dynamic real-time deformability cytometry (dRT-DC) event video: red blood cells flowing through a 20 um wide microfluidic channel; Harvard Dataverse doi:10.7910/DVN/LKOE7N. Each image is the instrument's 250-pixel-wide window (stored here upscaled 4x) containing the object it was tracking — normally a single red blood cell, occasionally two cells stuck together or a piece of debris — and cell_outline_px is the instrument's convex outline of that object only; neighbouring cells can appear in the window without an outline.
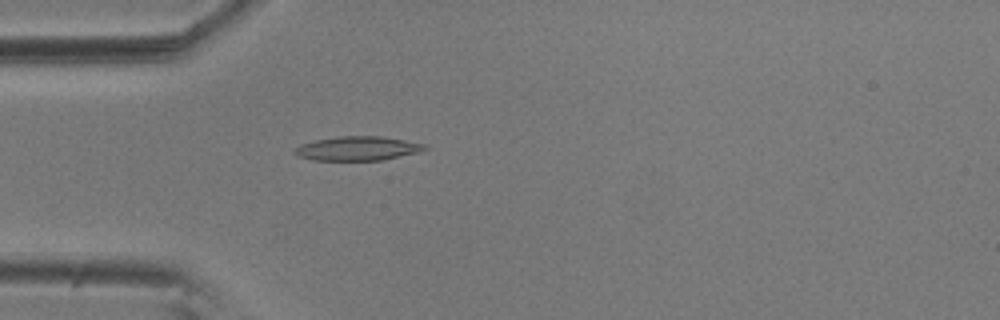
{"species": "common noctule bat (a hibernating species)", "species_latin": "Nyctalus noctula", "temperature_condition": "room temperature", "stored_images_in_passage": 56, "camera_frame_rate_fps": 3000, "um_per_image_px": 0.085, "animal": {"sex": "male", "body_mass_g": 20.5, "forearm_length_mm": 52.5}, "frame": {"image": 1, "passage_image": 16, "time_ms": 5.0, "image_size_px": [1000, 320], "cell_outline_px": [[428, 148], [416, 152], [380, 160], [312, 160], [296, 156], [292, 152], [300, 144], [316, 140], [340, 136], [380, 136], [428, 144]], "centroid_in_image_um": [30.35, 12.61], "position_along_channel_um": 54.6, "area_um2": 18.15}}
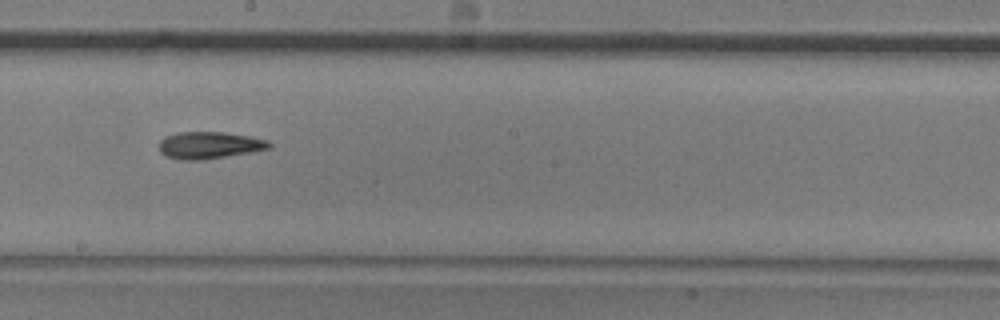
{"frame": {"image": 2, "passage_image": 31, "time_ms": 10.0, "image_size_px": [1000, 320], "cell_outline_px": [[272, 148], [252, 152], [200, 160], [180, 160], [164, 156], [160, 152], [160, 140], [164, 136], [176, 132], [224, 132], [252, 136], [268, 140], [272, 144]], "centroid_in_image_um": [17.8, 12.34], "position_along_channel_um": 230.4, "area_um2": 17.57}}
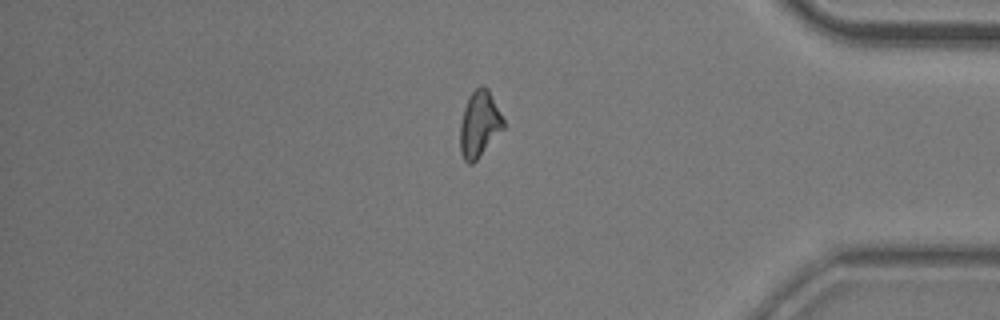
{"frame": {"image": 3, "passage_image": 47, "time_ms": 15.333, "image_size_px": [1000, 320], "cell_outline_px": [[504, 128], [476, 160], [472, 164], [468, 164], [464, 160], [460, 152], [460, 124], [464, 108], [468, 96], [480, 84], [484, 84], [488, 88], [504, 120]], "centroid_in_image_um": [40.73, 10.53], "position_along_channel_um": 394.5, "area_um2": 16.7}}